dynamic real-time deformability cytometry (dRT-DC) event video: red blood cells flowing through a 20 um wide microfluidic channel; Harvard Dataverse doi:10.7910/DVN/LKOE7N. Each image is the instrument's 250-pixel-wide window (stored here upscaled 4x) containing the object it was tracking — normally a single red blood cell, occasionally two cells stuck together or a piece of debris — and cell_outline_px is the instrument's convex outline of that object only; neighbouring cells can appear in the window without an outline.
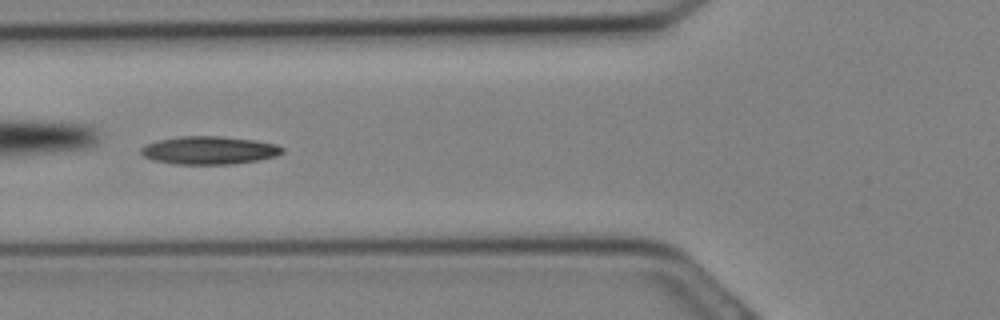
{"species": "Egyptian fruit bat (a non-hibernating species)", "species_latin": "Rousettus aegyptiacus", "temperature_condition": "cold", "stored_images_in_passage": 6, "camera_frame_rate_fps": 3000, "um_per_image_px": 0.085, "animal": {"sex": "female"}, "frame": {"image": 1, "passage_image": 5, "time_ms": 1.333, "image_size_px": [1000, 320], "cell_outline_px": [[284, 152], [276, 156], [256, 160], [232, 164], [176, 164], [152, 160], [144, 156], [140, 152], [140, 148], [144, 144], [156, 140], [180, 136], [220, 136], [256, 140], [276, 144], [284, 148]], "centroid_in_image_um": [17.75, 12.76], "position_along_channel_um": 108.0, "area_um2": 23.24}}